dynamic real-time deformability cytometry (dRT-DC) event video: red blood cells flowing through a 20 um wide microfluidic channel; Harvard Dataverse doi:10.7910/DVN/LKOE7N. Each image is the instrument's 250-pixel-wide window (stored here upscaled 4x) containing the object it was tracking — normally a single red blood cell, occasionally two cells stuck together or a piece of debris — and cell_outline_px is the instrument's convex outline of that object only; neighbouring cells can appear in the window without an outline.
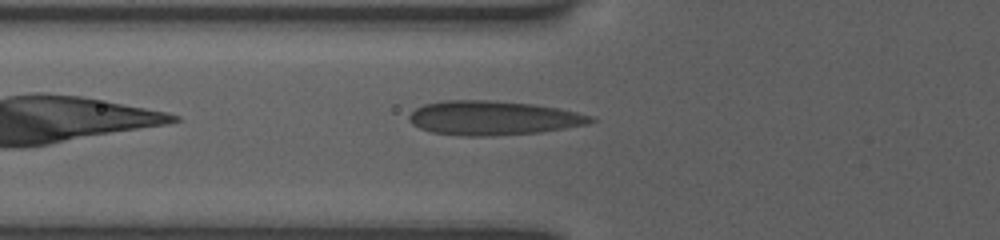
{"species": "human", "species_latin": "Homo sapiens", "temperature_condition": "room temperature", "stored_images_in_passage": 36, "camera_frame_rate_fps": 3000, "um_per_image_px": 0.085, "donor": {"sex": "female"}, "frame": {"image": 1, "passage_image": 3, "time_ms": 0.667, "image_size_px": [1000, 240], "cell_outline_px": [[596, 120], [588, 124], [540, 132], [492, 136], [464, 136], [432, 132], [420, 128], [412, 124], [408, 120], [408, 116], [416, 108], [424, 104], [444, 100], [488, 100], [532, 104], [556, 108], [576, 112], [592, 116]], "centroid_in_image_um": [41.88, 10.03], "position_along_channel_um": 83.9, "area_um2": 36.07}}
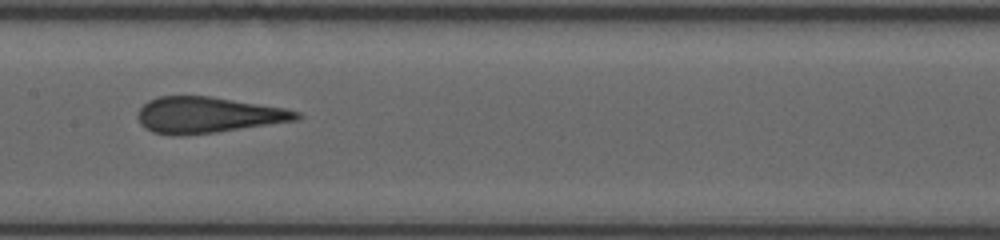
{"frame": {"image": 2, "passage_image": 11, "time_ms": 3.333, "image_size_px": [1000, 240], "cell_outline_px": [[304, 116], [296, 120], [216, 132], [180, 136], [176, 136], [152, 132], [144, 128], [140, 124], [140, 108], [148, 100], [160, 96], [208, 96], [284, 108], [300, 112]], "centroid_in_image_um": [17.65, 9.78], "position_along_channel_um": 189.7, "area_um2": 33.0}}
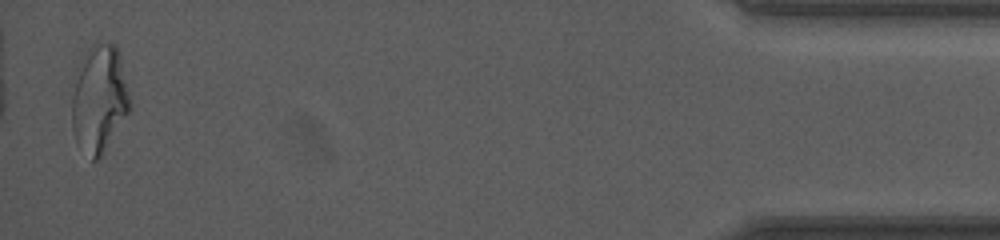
{"frame": {"image": 3, "passage_image": 35, "time_ms": 11.333, "image_size_px": [1000, 240], "cell_outline_px": [[128, 112], [100, 156], [96, 160], [92, 160], [72, 128], [72, 100], [84, 52], [92, 44], [116, 44], [120, 56], [128, 96]], "centroid_in_image_um": [8.44, 8.35], "position_along_channel_um": 426.8, "area_um2": 34.28}, "authors_computed_cell_mechanics": {"area_um2": 33.4084, "velocity_mm_per_s": 3.9225, "shape_relaxation_time_tau1_ms": null, "shape_relaxation_time_tau2_ms": 1.2007, "deformation_change_tau1": null, "deformation_change_tau2": 0.0908}}